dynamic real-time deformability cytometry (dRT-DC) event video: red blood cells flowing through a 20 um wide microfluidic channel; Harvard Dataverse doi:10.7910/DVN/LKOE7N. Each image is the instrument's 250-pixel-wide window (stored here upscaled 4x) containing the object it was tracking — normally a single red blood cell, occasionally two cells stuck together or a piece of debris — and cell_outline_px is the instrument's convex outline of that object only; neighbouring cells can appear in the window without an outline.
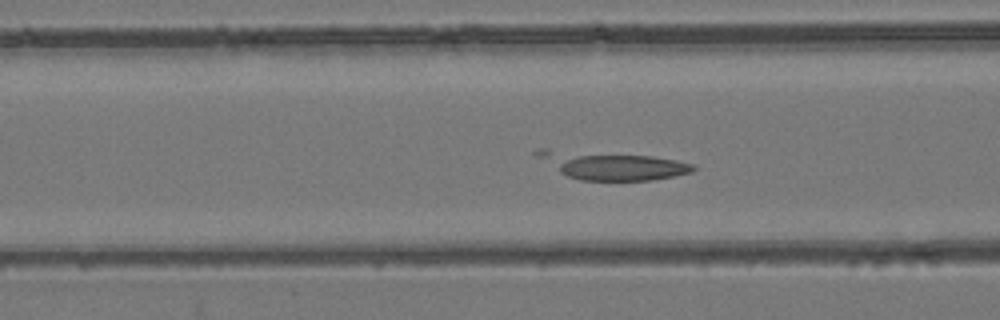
{"species": "common noctule bat (a hibernating species)", "species_latin": "Nyctalus noctula", "temperature_condition": "room temperature", "stored_images_in_passage": 46, "camera_frame_rate_fps": 3000, "um_per_image_px": 0.085, "animal": {"sex": "female", "body_mass_g": 24.6, "forearm_length_mm": 56.2}, "frame": {"image": 1, "passage_image": 21, "time_ms": 6.667, "image_size_px": [1000, 320], "cell_outline_px": [[696, 168], [692, 172], [652, 180], [580, 180], [568, 176], [560, 172], [560, 164], [576, 156], [652, 156], [676, 160], [692, 164]], "centroid_in_image_um": [53.0, 14.27], "position_along_channel_um": 113.6, "area_um2": 19.83}}
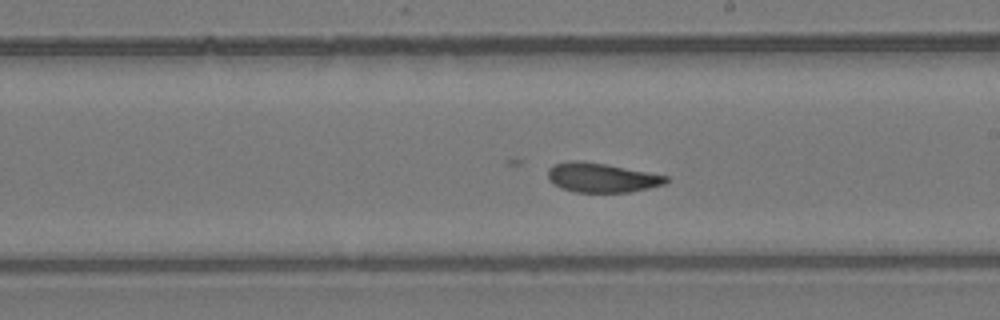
{"frame": {"image": 2, "passage_image": 31, "time_ms": 10.0, "image_size_px": [1000, 320], "cell_outline_px": [[668, 180], [664, 184], [632, 192], [576, 192], [560, 188], [552, 184], [548, 180], [548, 168], [552, 164], [568, 160], [580, 160], [604, 164], [668, 176]], "centroid_in_image_um": [51.06, 15.1], "position_along_channel_um": 237.9, "area_um2": 20.29}}
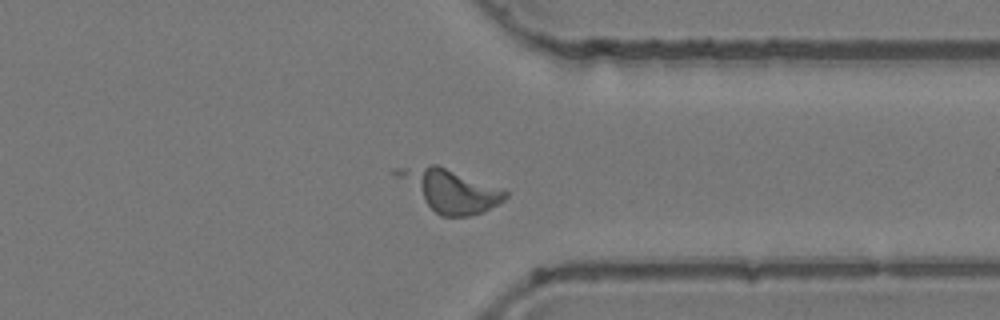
{"frame": {"image": 3, "passage_image": 42, "time_ms": 13.667, "image_size_px": [1000, 320], "cell_outline_px": [[508, 196], [504, 200], [484, 212], [468, 216], [440, 216], [396, 176], [392, 172], [392, 168], [432, 164], [436, 164], [504, 188], [508, 192]], "centroid_in_image_um": [38.3, 16.15], "position_along_channel_um": 373.1, "area_um2": 26.59}}